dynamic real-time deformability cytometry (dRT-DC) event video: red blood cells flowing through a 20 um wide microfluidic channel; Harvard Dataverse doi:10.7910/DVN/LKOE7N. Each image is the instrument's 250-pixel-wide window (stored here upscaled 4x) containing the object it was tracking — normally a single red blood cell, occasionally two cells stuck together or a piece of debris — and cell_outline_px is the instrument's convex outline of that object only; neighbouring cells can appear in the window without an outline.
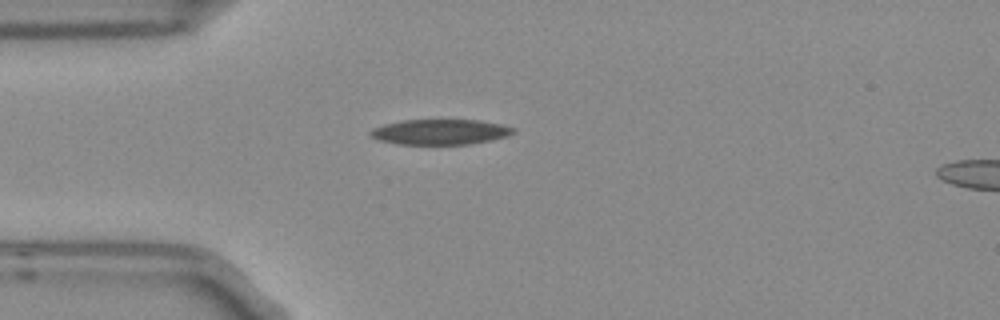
{"species": "Egyptian fruit bat (a non-hibernating species)", "species_latin": "Rousettus aegyptiacus", "temperature_condition": "room temperature", "stored_images_in_passage": 2, "camera_frame_rate_fps": 3000, "um_per_image_px": 0.085, "frame": {"image": 1, "passage_image": 1, "time_ms": 0.0, "image_size_px": [1000, 320], "cell_outline_px": [[516, 132], [508, 136], [492, 140], [468, 144], [400, 144], [380, 140], [372, 136], [368, 132], [372, 128], [384, 124], [404, 120], [480, 120], [500, 124], [512, 128]], "centroid_in_image_um": [37.42, 11.21], "position_along_channel_um": 47.6, "area_um2": 20.92}}